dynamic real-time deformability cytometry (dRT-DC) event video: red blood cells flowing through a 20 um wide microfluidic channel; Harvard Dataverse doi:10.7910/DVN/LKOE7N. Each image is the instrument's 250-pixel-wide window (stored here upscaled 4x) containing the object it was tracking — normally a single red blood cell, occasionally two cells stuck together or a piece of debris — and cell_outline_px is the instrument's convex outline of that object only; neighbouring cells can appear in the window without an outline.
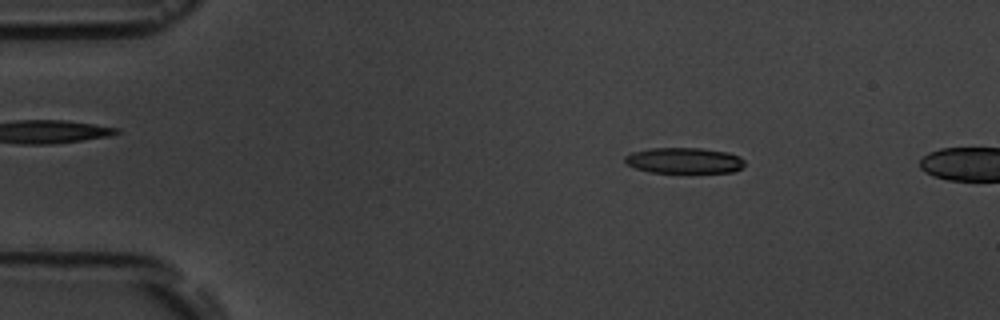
{"species": "common noctule bat (a hibernating species)", "species_latin": "Nyctalus noctula", "temperature_condition": "room temperature", "stored_images_in_passage": 4, "camera_frame_rate_fps": 3000, "um_per_image_px": 0.085, "animal": {"sex": "male", "body_mass_g": 19.5, "forearm_length_mm": 54.6}, "frame": {"image": 1, "passage_image": 2, "time_ms": 1.333, "image_size_px": [1000, 320], "cell_outline_px": [[744, 168], [732, 172], [648, 172], [636, 168], [628, 164], [624, 160], [624, 156], [632, 152], [652, 148], [704, 148], [728, 152], [740, 156], [744, 160]], "centroid_in_image_um": [58.19, 13.64], "position_along_channel_um": 26.8, "area_um2": 18.03}}